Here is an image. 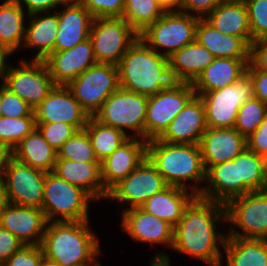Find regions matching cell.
I'll return each instance as SVG.
<instances>
[{"label": "cell", "instance_id": "6da1fadb", "mask_svg": "<svg viewBox=\"0 0 267 266\" xmlns=\"http://www.w3.org/2000/svg\"><path fill=\"white\" fill-rule=\"evenodd\" d=\"M226 222L225 204L196 196L174 227L172 250L197 258L208 266H223V248L227 233L218 232ZM222 223V224H221ZM222 232V233H221Z\"/></svg>", "mask_w": 267, "mask_h": 266}, {"label": "cell", "instance_id": "7a4b0ae2", "mask_svg": "<svg viewBox=\"0 0 267 266\" xmlns=\"http://www.w3.org/2000/svg\"><path fill=\"white\" fill-rule=\"evenodd\" d=\"M90 221L47 222L41 241L44 259L58 266H80L101 254Z\"/></svg>", "mask_w": 267, "mask_h": 266}, {"label": "cell", "instance_id": "3957f363", "mask_svg": "<svg viewBox=\"0 0 267 266\" xmlns=\"http://www.w3.org/2000/svg\"><path fill=\"white\" fill-rule=\"evenodd\" d=\"M147 158L168 186L191 190L197 196L201 194L206 182V170L199 144H170L158 139L150 140L147 141ZM190 181L198 185L192 184L190 188Z\"/></svg>", "mask_w": 267, "mask_h": 266}, {"label": "cell", "instance_id": "277c9868", "mask_svg": "<svg viewBox=\"0 0 267 266\" xmlns=\"http://www.w3.org/2000/svg\"><path fill=\"white\" fill-rule=\"evenodd\" d=\"M117 67L120 88L148 97L174 82L169 59L151 49L140 37L129 47Z\"/></svg>", "mask_w": 267, "mask_h": 266}, {"label": "cell", "instance_id": "5b68a950", "mask_svg": "<svg viewBox=\"0 0 267 266\" xmlns=\"http://www.w3.org/2000/svg\"><path fill=\"white\" fill-rule=\"evenodd\" d=\"M93 201L96 200L81 187L53 172L46 173L41 209L47 222L88 221L89 205Z\"/></svg>", "mask_w": 267, "mask_h": 266}, {"label": "cell", "instance_id": "8992f818", "mask_svg": "<svg viewBox=\"0 0 267 266\" xmlns=\"http://www.w3.org/2000/svg\"><path fill=\"white\" fill-rule=\"evenodd\" d=\"M148 96L118 88L94 114V118L129 137L145 140V120ZM131 130L129 134L126 131Z\"/></svg>", "mask_w": 267, "mask_h": 266}, {"label": "cell", "instance_id": "52a82bcc", "mask_svg": "<svg viewBox=\"0 0 267 266\" xmlns=\"http://www.w3.org/2000/svg\"><path fill=\"white\" fill-rule=\"evenodd\" d=\"M199 18L179 11L165 12L139 37L154 51L169 58L195 40Z\"/></svg>", "mask_w": 267, "mask_h": 266}, {"label": "cell", "instance_id": "ba28073f", "mask_svg": "<svg viewBox=\"0 0 267 266\" xmlns=\"http://www.w3.org/2000/svg\"><path fill=\"white\" fill-rule=\"evenodd\" d=\"M225 210L231 225L227 237L267 239V190L235 197L225 204Z\"/></svg>", "mask_w": 267, "mask_h": 266}, {"label": "cell", "instance_id": "9c48e42d", "mask_svg": "<svg viewBox=\"0 0 267 266\" xmlns=\"http://www.w3.org/2000/svg\"><path fill=\"white\" fill-rule=\"evenodd\" d=\"M20 63L19 67L8 64L0 72V80L34 110L55 85L44 60L21 59Z\"/></svg>", "mask_w": 267, "mask_h": 266}, {"label": "cell", "instance_id": "30bf717a", "mask_svg": "<svg viewBox=\"0 0 267 266\" xmlns=\"http://www.w3.org/2000/svg\"><path fill=\"white\" fill-rule=\"evenodd\" d=\"M138 37L122 17L94 18L89 36L97 63L116 66Z\"/></svg>", "mask_w": 267, "mask_h": 266}, {"label": "cell", "instance_id": "8fae6325", "mask_svg": "<svg viewBox=\"0 0 267 266\" xmlns=\"http://www.w3.org/2000/svg\"><path fill=\"white\" fill-rule=\"evenodd\" d=\"M196 96L191 83L173 82L169 87L148 97L145 140L158 139L177 114Z\"/></svg>", "mask_w": 267, "mask_h": 266}, {"label": "cell", "instance_id": "7c38bea8", "mask_svg": "<svg viewBox=\"0 0 267 266\" xmlns=\"http://www.w3.org/2000/svg\"><path fill=\"white\" fill-rule=\"evenodd\" d=\"M196 96L204 104L208 128H234L240 106L254 97L253 85L246 73L230 86Z\"/></svg>", "mask_w": 267, "mask_h": 266}, {"label": "cell", "instance_id": "4fadbf2b", "mask_svg": "<svg viewBox=\"0 0 267 266\" xmlns=\"http://www.w3.org/2000/svg\"><path fill=\"white\" fill-rule=\"evenodd\" d=\"M67 87L89 116L119 88L118 67L97 63L71 81Z\"/></svg>", "mask_w": 267, "mask_h": 266}, {"label": "cell", "instance_id": "5bb4252c", "mask_svg": "<svg viewBox=\"0 0 267 266\" xmlns=\"http://www.w3.org/2000/svg\"><path fill=\"white\" fill-rule=\"evenodd\" d=\"M168 185L154 165L145 158L126 178L109 192L107 199L130 206L123 210L141 207L147 199L161 192Z\"/></svg>", "mask_w": 267, "mask_h": 266}, {"label": "cell", "instance_id": "9a60e30c", "mask_svg": "<svg viewBox=\"0 0 267 266\" xmlns=\"http://www.w3.org/2000/svg\"><path fill=\"white\" fill-rule=\"evenodd\" d=\"M2 177L9 203L42 208L46 172L13 158Z\"/></svg>", "mask_w": 267, "mask_h": 266}, {"label": "cell", "instance_id": "2e32d148", "mask_svg": "<svg viewBox=\"0 0 267 266\" xmlns=\"http://www.w3.org/2000/svg\"><path fill=\"white\" fill-rule=\"evenodd\" d=\"M36 123L63 122L83 130L90 118L67 86L55 85L33 110Z\"/></svg>", "mask_w": 267, "mask_h": 266}, {"label": "cell", "instance_id": "e0dca14e", "mask_svg": "<svg viewBox=\"0 0 267 266\" xmlns=\"http://www.w3.org/2000/svg\"><path fill=\"white\" fill-rule=\"evenodd\" d=\"M44 62L54 85L62 86L97 64L90 38L71 49L52 52Z\"/></svg>", "mask_w": 267, "mask_h": 266}, {"label": "cell", "instance_id": "ac0fdd59", "mask_svg": "<svg viewBox=\"0 0 267 266\" xmlns=\"http://www.w3.org/2000/svg\"><path fill=\"white\" fill-rule=\"evenodd\" d=\"M121 227L130 238L147 244H162L172 248L174 227L167 221L147 213L141 207L121 212Z\"/></svg>", "mask_w": 267, "mask_h": 266}, {"label": "cell", "instance_id": "d6986e66", "mask_svg": "<svg viewBox=\"0 0 267 266\" xmlns=\"http://www.w3.org/2000/svg\"><path fill=\"white\" fill-rule=\"evenodd\" d=\"M47 220L42 209L9 203L0 215V226L23 245H40Z\"/></svg>", "mask_w": 267, "mask_h": 266}, {"label": "cell", "instance_id": "ffe728a7", "mask_svg": "<svg viewBox=\"0 0 267 266\" xmlns=\"http://www.w3.org/2000/svg\"><path fill=\"white\" fill-rule=\"evenodd\" d=\"M147 158V141L130 137L101 162L104 189L109 192Z\"/></svg>", "mask_w": 267, "mask_h": 266}, {"label": "cell", "instance_id": "44dd1931", "mask_svg": "<svg viewBox=\"0 0 267 266\" xmlns=\"http://www.w3.org/2000/svg\"><path fill=\"white\" fill-rule=\"evenodd\" d=\"M207 128L204 104L199 96H195L158 140L170 144H199Z\"/></svg>", "mask_w": 267, "mask_h": 266}, {"label": "cell", "instance_id": "7402d4cb", "mask_svg": "<svg viewBox=\"0 0 267 266\" xmlns=\"http://www.w3.org/2000/svg\"><path fill=\"white\" fill-rule=\"evenodd\" d=\"M206 172L217 164L233 160L246 147V138L235 128H207L200 140Z\"/></svg>", "mask_w": 267, "mask_h": 266}, {"label": "cell", "instance_id": "603a6c76", "mask_svg": "<svg viewBox=\"0 0 267 266\" xmlns=\"http://www.w3.org/2000/svg\"><path fill=\"white\" fill-rule=\"evenodd\" d=\"M59 12V30L57 32L54 50L64 51L73 48L79 43L89 39L94 17L81 3H68Z\"/></svg>", "mask_w": 267, "mask_h": 266}, {"label": "cell", "instance_id": "cb8c5ba5", "mask_svg": "<svg viewBox=\"0 0 267 266\" xmlns=\"http://www.w3.org/2000/svg\"><path fill=\"white\" fill-rule=\"evenodd\" d=\"M248 64L249 60L215 58L191 83L196 95L232 85L246 74Z\"/></svg>", "mask_w": 267, "mask_h": 266}, {"label": "cell", "instance_id": "d4e9b609", "mask_svg": "<svg viewBox=\"0 0 267 266\" xmlns=\"http://www.w3.org/2000/svg\"><path fill=\"white\" fill-rule=\"evenodd\" d=\"M53 173L66 182L81 187L96 201L107 199L101 177L100 162H75L57 159Z\"/></svg>", "mask_w": 267, "mask_h": 266}, {"label": "cell", "instance_id": "484cf974", "mask_svg": "<svg viewBox=\"0 0 267 266\" xmlns=\"http://www.w3.org/2000/svg\"><path fill=\"white\" fill-rule=\"evenodd\" d=\"M29 14L22 47L37 50L31 60H45L54 50L59 21L57 11Z\"/></svg>", "mask_w": 267, "mask_h": 266}, {"label": "cell", "instance_id": "4316f807", "mask_svg": "<svg viewBox=\"0 0 267 266\" xmlns=\"http://www.w3.org/2000/svg\"><path fill=\"white\" fill-rule=\"evenodd\" d=\"M205 20L223 34L240 37L249 45L252 43L244 0H223Z\"/></svg>", "mask_w": 267, "mask_h": 266}, {"label": "cell", "instance_id": "83f0119b", "mask_svg": "<svg viewBox=\"0 0 267 266\" xmlns=\"http://www.w3.org/2000/svg\"><path fill=\"white\" fill-rule=\"evenodd\" d=\"M196 196L191 190L167 186L147 199L141 208L175 227L183 217L186 207Z\"/></svg>", "mask_w": 267, "mask_h": 266}, {"label": "cell", "instance_id": "f1b7e54d", "mask_svg": "<svg viewBox=\"0 0 267 266\" xmlns=\"http://www.w3.org/2000/svg\"><path fill=\"white\" fill-rule=\"evenodd\" d=\"M168 59L173 81L192 83L215 57L195 39Z\"/></svg>", "mask_w": 267, "mask_h": 266}, {"label": "cell", "instance_id": "f546056e", "mask_svg": "<svg viewBox=\"0 0 267 266\" xmlns=\"http://www.w3.org/2000/svg\"><path fill=\"white\" fill-rule=\"evenodd\" d=\"M195 39L215 58L249 60L250 45L244 39L219 32L205 19L198 20Z\"/></svg>", "mask_w": 267, "mask_h": 266}, {"label": "cell", "instance_id": "4dcf8cb0", "mask_svg": "<svg viewBox=\"0 0 267 266\" xmlns=\"http://www.w3.org/2000/svg\"><path fill=\"white\" fill-rule=\"evenodd\" d=\"M238 196H241V181H238L237 163L228 160L206 172L205 186L199 197L226 204Z\"/></svg>", "mask_w": 267, "mask_h": 266}, {"label": "cell", "instance_id": "1f68e13d", "mask_svg": "<svg viewBox=\"0 0 267 266\" xmlns=\"http://www.w3.org/2000/svg\"><path fill=\"white\" fill-rule=\"evenodd\" d=\"M14 158L43 172H53L57 161V151L44 139L35 128L14 149Z\"/></svg>", "mask_w": 267, "mask_h": 266}, {"label": "cell", "instance_id": "d6a6232c", "mask_svg": "<svg viewBox=\"0 0 267 266\" xmlns=\"http://www.w3.org/2000/svg\"><path fill=\"white\" fill-rule=\"evenodd\" d=\"M222 250L226 266H267V240L227 237Z\"/></svg>", "mask_w": 267, "mask_h": 266}, {"label": "cell", "instance_id": "836d02e7", "mask_svg": "<svg viewBox=\"0 0 267 266\" xmlns=\"http://www.w3.org/2000/svg\"><path fill=\"white\" fill-rule=\"evenodd\" d=\"M27 19L28 14L15 0L0 4V40L12 53L22 48Z\"/></svg>", "mask_w": 267, "mask_h": 266}, {"label": "cell", "instance_id": "e575fe53", "mask_svg": "<svg viewBox=\"0 0 267 266\" xmlns=\"http://www.w3.org/2000/svg\"><path fill=\"white\" fill-rule=\"evenodd\" d=\"M84 129L91 139L95 156L100 163L130 138L121 130L105 125L93 116H90Z\"/></svg>", "mask_w": 267, "mask_h": 266}, {"label": "cell", "instance_id": "d590c367", "mask_svg": "<svg viewBox=\"0 0 267 266\" xmlns=\"http://www.w3.org/2000/svg\"><path fill=\"white\" fill-rule=\"evenodd\" d=\"M233 161L237 163L238 181H241V196L264 190L263 158L247 147Z\"/></svg>", "mask_w": 267, "mask_h": 266}, {"label": "cell", "instance_id": "8d00e7d4", "mask_svg": "<svg viewBox=\"0 0 267 266\" xmlns=\"http://www.w3.org/2000/svg\"><path fill=\"white\" fill-rule=\"evenodd\" d=\"M164 13L156 0H125L122 18L140 34Z\"/></svg>", "mask_w": 267, "mask_h": 266}, {"label": "cell", "instance_id": "74e56055", "mask_svg": "<svg viewBox=\"0 0 267 266\" xmlns=\"http://www.w3.org/2000/svg\"><path fill=\"white\" fill-rule=\"evenodd\" d=\"M266 117L267 105L253 97L240 106L234 128L247 138L258 129Z\"/></svg>", "mask_w": 267, "mask_h": 266}, {"label": "cell", "instance_id": "f35d334b", "mask_svg": "<svg viewBox=\"0 0 267 266\" xmlns=\"http://www.w3.org/2000/svg\"><path fill=\"white\" fill-rule=\"evenodd\" d=\"M57 159L75 162H98L91 139L85 129L77 131L57 151Z\"/></svg>", "mask_w": 267, "mask_h": 266}, {"label": "cell", "instance_id": "ab89813d", "mask_svg": "<svg viewBox=\"0 0 267 266\" xmlns=\"http://www.w3.org/2000/svg\"><path fill=\"white\" fill-rule=\"evenodd\" d=\"M36 126L35 117L0 116V141L14 149Z\"/></svg>", "mask_w": 267, "mask_h": 266}, {"label": "cell", "instance_id": "60d3db41", "mask_svg": "<svg viewBox=\"0 0 267 266\" xmlns=\"http://www.w3.org/2000/svg\"><path fill=\"white\" fill-rule=\"evenodd\" d=\"M247 11L252 42L267 38V0H244Z\"/></svg>", "mask_w": 267, "mask_h": 266}, {"label": "cell", "instance_id": "b9f144b4", "mask_svg": "<svg viewBox=\"0 0 267 266\" xmlns=\"http://www.w3.org/2000/svg\"><path fill=\"white\" fill-rule=\"evenodd\" d=\"M38 130L48 144L56 151L70 139L78 130L67 123H36Z\"/></svg>", "mask_w": 267, "mask_h": 266}, {"label": "cell", "instance_id": "7bdbcfd3", "mask_svg": "<svg viewBox=\"0 0 267 266\" xmlns=\"http://www.w3.org/2000/svg\"><path fill=\"white\" fill-rule=\"evenodd\" d=\"M2 116L4 117H35L33 109L16 94L5 88L2 82Z\"/></svg>", "mask_w": 267, "mask_h": 266}, {"label": "cell", "instance_id": "ee69618b", "mask_svg": "<svg viewBox=\"0 0 267 266\" xmlns=\"http://www.w3.org/2000/svg\"><path fill=\"white\" fill-rule=\"evenodd\" d=\"M125 0H82L81 4L94 18L122 17Z\"/></svg>", "mask_w": 267, "mask_h": 266}, {"label": "cell", "instance_id": "f6af8a7d", "mask_svg": "<svg viewBox=\"0 0 267 266\" xmlns=\"http://www.w3.org/2000/svg\"><path fill=\"white\" fill-rule=\"evenodd\" d=\"M44 261L40 245H23L1 266H41Z\"/></svg>", "mask_w": 267, "mask_h": 266}, {"label": "cell", "instance_id": "bcb514c9", "mask_svg": "<svg viewBox=\"0 0 267 266\" xmlns=\"http://www.w3.org/2000/svg\"><path fill=\"white\" fill-rule=\"evenodd\" d=\"M223 0H182L179 12L205 19Z\"/></svg>", "mask_w": 267, "mask_h": 266}, {"label": "cell", "instance_id": "7dc6e473", "mask_svg": "<svg viewBox=\"0 0 267 266\" xmlns=\"http://www.w3.org/2000/svg\"><path fill=\"white\" fill-rule=\"evenodd\" d=\"M249 64L256 70L267 72V38L254 40L250 44Z\"/></svg>", "mask_w": 267, "mask_h": 266}, {"label": "cell", "instance_id": "c3c4849f", "mask_svg": "<svg viewBox=\"0 0 267 266\" xmlns=\"http://www.w3.org/2000/svg\"><path fill=\"white\" fill-rule=\"evenodd\" d=\"M247 148L259 156L267 155V117L258 129L246 138Z\"/></svg>", "mask_w": 267, "mask_h": 266}, {"label": "cell", "instance_id": "681fc988", "mask_svg": "<svg viewBox=\"0 0 267 266\" xmlns=\"http://www.w3.org/2000/svg\"><path fill=\"white\" fill-rule=\"evenodd\" d=\"M246 73L251 79L254 97L267 105V72L256 70L248 64Z\"/></svg>", "mask_w": 267, "mask_h": 266}, {"label": "cell", "instance_id": "f907efd6", "mask_svg": "<svg viewBox=\"0 0 267 266\" xmlns=\"http://www.w3.org/2000/svg\"><path fill=\"white\" fill-rule=\"evenodd\" d=\"M22 246L13 234L0 226V266Z\"/></svg>", "mask_w": 267, "mask_h": 266}, {"label": "cell", "instance_id": "816d5d0a", "mask_svg": "<svg viewBox=\"0 0 267 266\" xmlns=\"http://www.w3.org/2000/svg\"><path fill=\"white\" fill-rule=\"evenodd\" d=\"M26 13L33 14L38 12H52L58 7L61 8L63 3L60 0H15ZM26 6V7H25Z\"/></svg>", "mask_w": 267, "mask_h": 266}, {"label": "cell", "instance_id": "f5cc1de1", "mask_svg": "<svg viewBox=\"0 0 267 266\" xmlns=\"http://www.w3.org/2000/svg\"><path fill=\"white\" fill-rule=\"evenodd\" d=\"M13 158V149L8 144L0 141V176L3 175L5 169Z\"/></svg>", "mask_w": 267, "mask_h": 266}, {"label": "cell", "instance_id": "db71d44e", "mask_svg": "<svg viewBox=\"0 0 267 266\" xmlns=\"http://www.w3.org/2000/svg\"><path fill=\"white\" fill-rule=\"evenodd\" d=\"M154 256L155 257H152L149 266H171L170 257L166 252L158 251Z\"/></svg>", "mask_w": 267, "mask_h": 266}, {"label": "cell", "instance_id": "11a10c76", "mask_svg": "<svg viewBox=\"0 0 267 266\" xmlns=\"http://www.w3.org/2000/svg\"><path fill=\"white\" fill-rule=\"evenodd\" d=\"M165 12L180 11L182 0H156Z\"/></svg>", "mask_w": 267, "mask_h": 266}, {"label": "cell", "instance_id": "9f6ffc18", "mask_svg": "<svg viewBox=\"0 0 267 266\" xmlns=\"http://www.w3.org/2000/svg\"><path fill=\"white\" fill-rule=\"evenodd\" d=\"M13 53L0 40V72L8 65V57ZM8 62V63H7Z\"/></svg>", "mask_w": 267, "mask_h": 266}, {"label": "cell", "instance_id": "6f0895ef", "mask_svg": "<svg viewBox=\"0 0 267 266\" xmlns=\"http://www.w3.org/2000/svg\"><path fill=\"white\" fill-rule=\"evenodd\" d=\"M8 204H9V201H8V197L6 194L3 177L0 176V215Z\"/></svg>", "mask_w": 267, "mask_h": 266}, {"label": "cell", "instance_id": "680465c9", "mask_svg": "<svg viewBox=\"0 0 267 266\" xmlns=\"http://www.w3.org/2000/svg\"><path fill=\"white\" fill-rule=\"evenodd\" d=\"M262 158H263L262 172L264 180V190H267V155L263 156Z\"/></svg>", "mask_w": 267, "mask_h": 266}, {"label": "cell", "instance_id": "91938a15", "mask_svg": "<svg viewBox=\"0 0 267 266\" xmlns=\"http://www.w3.org/2000/svg\"><path fill=\"white\" fill-rule=\"evenodd\" d=\"M80 266H102L99 262V259L97 258L94 262H89Z\"/></svg>", "mask_w": 267, "mask_h": 266}, {"label": "cell", "instance_id": "94428289", "mask_svg": "<svg viewBox=\"0 0 267 266\" xmlns=\"http://www.w3.org/2000/svg\"><path fill=\"white\" fill-rule=\"evenodd\" d=\"M63 4L68 3H81L82 0H60Z\"/></svg>", "mask_w": 267, "mask_h": 266}, {"label": "cell", "instance_id": "6125c7cd", "mask_svg": "<svg viewBox=\"0 0 267 266\" xmlns=\"http://www.w3.org/2000/svg\"><path fill=\"white\" fill-rule=\"evenodd\" d=\"M0 116H2L1 100H2V81H0Z\"/></svg>", "mask_w": 267, "mask_h": 266}, {"label": "cell", "instance_id": "be15d7a7", "mask_svg": "<svg viewBox=\"0 0 267 266\" xmlns=\"http://www.w3.org/2000/svg\"><path fill=\"white\" fill-rule=\"evenodd\" d=\"M41 266H58V265H55V264H53V263H50V262L44 261V262L42 263V265H41Z\"/></svg>", "mask_w": 267, "mask_h": 266}]
</instances>
